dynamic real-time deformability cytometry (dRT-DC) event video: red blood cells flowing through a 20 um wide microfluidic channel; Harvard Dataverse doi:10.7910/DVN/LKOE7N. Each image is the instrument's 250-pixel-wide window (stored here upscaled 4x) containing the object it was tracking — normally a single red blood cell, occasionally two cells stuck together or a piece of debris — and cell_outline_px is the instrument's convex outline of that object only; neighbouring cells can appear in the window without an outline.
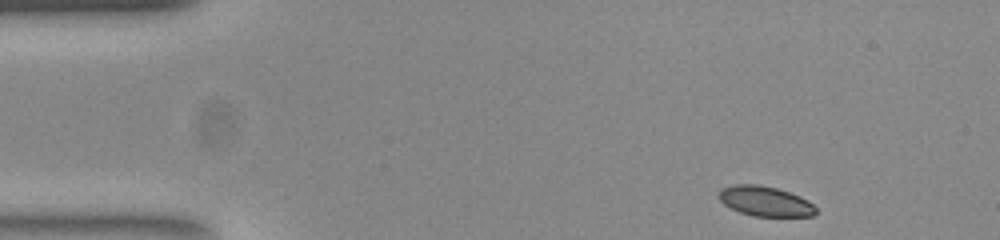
{"species": "common noctule bat (a hibernating species)", "species_latin": "Nyctalus noctula", "temperature_condition": "room temperature", "stored_images_in_passage": 48, "camera_frame_rate_fps": 3000, "um_per_image_px": 0.085, "animal": {"sex": "female", "body_mass_g": 23.0, "forearm_length_mm": 53.4}, "frame": {"image": 1, "passage_image": 1, "time_ms": 0.0, "image_size_px": [1000, 240], "cell_outline_px": [[816, 212], [812, 216], [756, 216], [740, 212], [724, 204], [720, 200], [720, 188], [736, 184], [756, 184], [776, 188], [800, 196], [808, 200], [816, 208]], "centroid_in_image_um": [65.05, 17.1], "position_along_channel_um": 20.0, "area_um2": 16.7}}
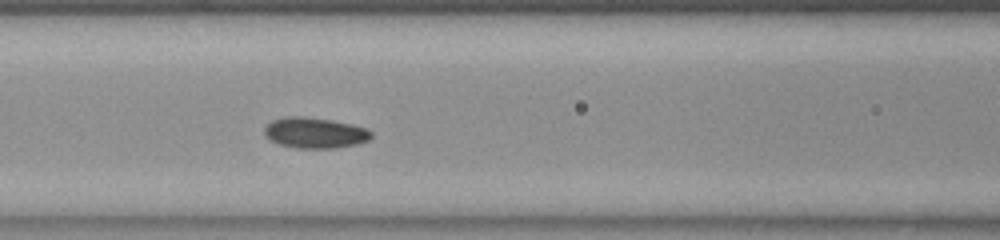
{"frame": {"image": 2, "passage_image": 17, "time_ms": 5.333, "image_size_px": [1000, 240], "cell_outline_px": [[372, 136], [368, 140], [356, 144], [336, 148], [296, 148], [280, 144], [272, 140], [264, 132], [264, 128], [272, 120], [284, 116], [304, 116], [332, 120], [352, 124], [364, 128], [372, 132]], "centroid_in_image_um": [26.77, 11.28], "position_along_channel_um": 139.8, "area_um2": 19.02}}
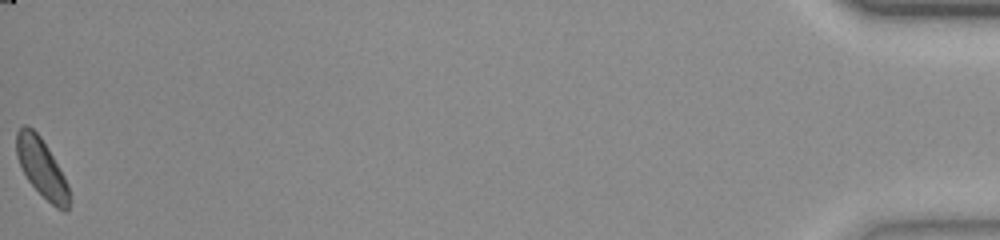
{"frame": {"image": 3, "passage_image": 48, "time_ms": 15.667, "image_size_px": [1000, 240], "cell_outline_px": [[68, 208], [64, 212], [56, 208], [28, 180], [16, 156], [16, 132], [24, 124], [32, 128], [40, 136], [48, 148], [64, 176], [68, 184]], "centroid_in_image_um": [3.52, 14.23], "position_along_channel_um": 431.7, "area_um2": 17.57}, "authors_computed_cell_mechanics": {"area_um2": 18.207, "velocity_mm_per_s": 3.8401, "shape_relaxation_time_tau1_ms": 1.5, "shape_relaxation_time_tau2_ms": null, "deformation_change_tau1": 0.0636, "deformation_change_tau2": null}}